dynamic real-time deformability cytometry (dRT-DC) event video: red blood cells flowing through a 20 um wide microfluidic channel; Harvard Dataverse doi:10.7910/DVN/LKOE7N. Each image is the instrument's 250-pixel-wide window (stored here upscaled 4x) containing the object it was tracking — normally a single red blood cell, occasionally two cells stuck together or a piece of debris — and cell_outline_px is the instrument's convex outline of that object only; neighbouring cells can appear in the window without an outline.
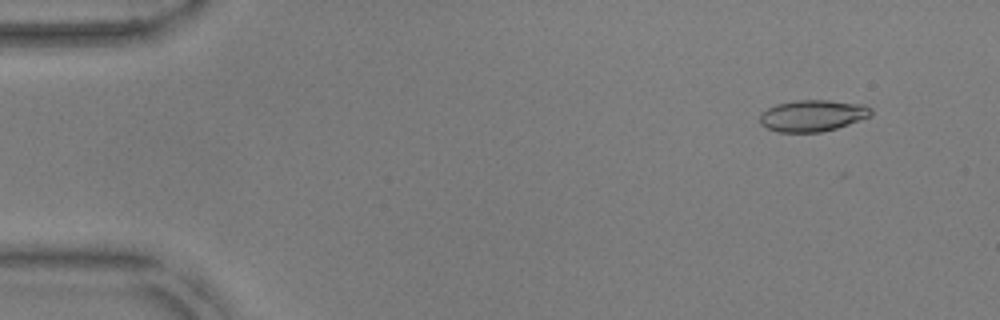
{"species": "common noctule bat (a hibernating species)", "species_latin": "Nyctalus noctula", "temperature_condition": "warm", "stored_images_in_passage": 53, "camera_frame_rate_fps": 3000, "um_per_image_px": 0.085, "animal": {"sex": "male", "body_mass_g": 17.9, "forearm_length_mm": 54.2}, "frame": {"image": 1, "passage_image": 5, "time_ms": 1.333, "image_size_px": [1000, 320], "cell_outline_px": [[872, 116], [836, 128], [820, 132], [776, 132], [760, 124], [760, 116], [768, 108], [776, 104], [796, 100], [828, 100], [864, 104], [872, 108]], "centroid_in_image_um": [69.09, 9.82], "position_along_channel_um": 15.9, "area_um2": 20.4}}
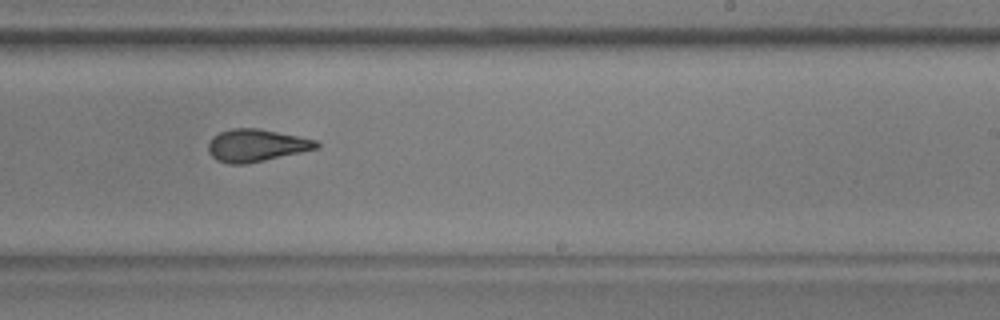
{"frame": {"image": 2, "passage_image": 33, "time_ms": 10.667, "image_size_px": [1000, 320], "cell_outline_px": [[320, 148], [264, 160], [244, 164], [228, 164], [216, 160], [208, 152], [208, 144], [212, 136], [220, 132], [232, 128], [260, 128], [316, 140], [320, 144]], "centroid_in_image_um": [21.77, 12.35], "position_along_channel_um": 267.2, "area_um2": 20.46}}
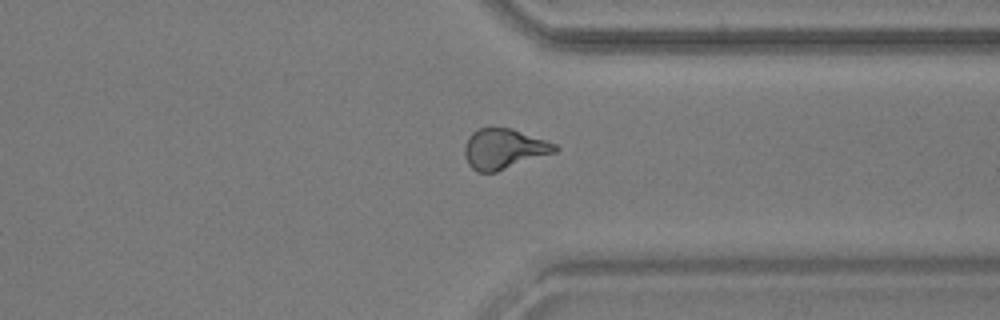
{"frame": {"image": 3, "passage_image": 41, "time_ms": 13.333, "image_size_px": [1000, 320], "cell_outline_px": [[560, 148], [556, 152], [496, 172], [476, 172], [468, 164], [464, 152], [464, 148], [468, 136], [472, 132], [480, 128], [512, 128], [556, 144]], "centroid_in_image_um": [42.82, 12.66], "position_along_channel_um": 368.6, "area_um2": 21.15}, "authors_computed_cell_mechanics": {"area_um2": 20.6924, "velocity_mm_per_s": 3.8289, "shape_relaxation_time_tau1_ms": 8.6286, "shape_relaxation_time_tau2_ms": 1.609, "deformation_change_tau1": 0.2402, "deformation_change_tau2": 0.0814}}